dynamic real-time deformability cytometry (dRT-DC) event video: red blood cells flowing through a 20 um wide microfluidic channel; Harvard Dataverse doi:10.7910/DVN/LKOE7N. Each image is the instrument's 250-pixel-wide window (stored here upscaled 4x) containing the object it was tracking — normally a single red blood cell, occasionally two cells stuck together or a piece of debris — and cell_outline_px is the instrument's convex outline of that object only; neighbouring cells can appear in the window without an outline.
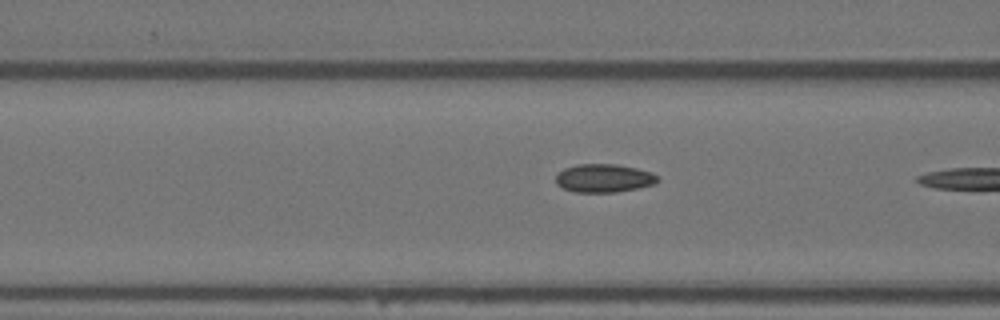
{"species": "Egyptian fruit bat (a non-hibernating species)", "species_latin": "Rousettus aegyptiacus", "temperature_condition": "warm", "stored_images_in_passage": 20, "segment_of_instrument_passage": [2, 2], "camera_frame_rate_fps": 3000, "um_per_image_px": 0.085, "animal": {"sex": "female"}, "frame": {"image": 1, "passage_image": 19, "time_ms": 6.0, "image_size_px": [1000, 320], "cell_outline_px": [[660, 180], [656, 184], [616, 192], [576, 192], [564, 188], [556, 184], [556, 176], [564, 168], [580, 164], [616, 164], [636, 168], [652, 172]], "centroid_in_image_um": [51.35, 15.14], "position_along_channel_um": 115.2, "area_um2": 16.7}}